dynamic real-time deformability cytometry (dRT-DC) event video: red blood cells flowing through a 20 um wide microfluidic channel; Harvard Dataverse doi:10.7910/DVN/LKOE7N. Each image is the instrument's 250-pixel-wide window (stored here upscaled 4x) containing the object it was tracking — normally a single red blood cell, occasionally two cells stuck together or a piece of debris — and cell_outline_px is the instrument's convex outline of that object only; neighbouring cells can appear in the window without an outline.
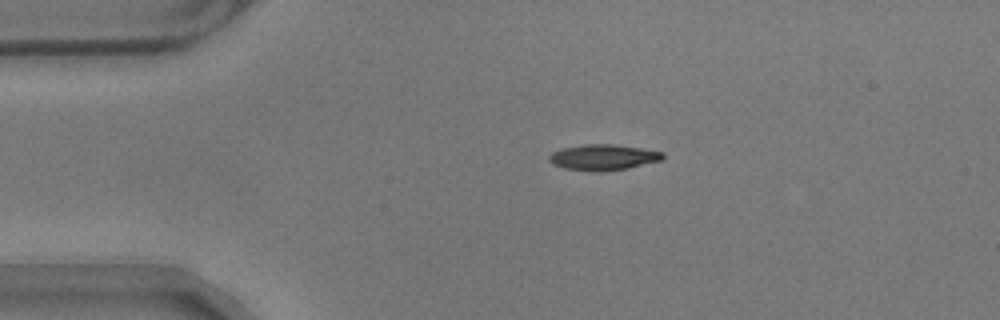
{"species": "common noctule bat (a hibernating species)", "species_latin": "Nyctalus noctula", "temperature_condition": "warm", "stored_images_in_passage": 46, "camera_frame_rate_fps": 3000, "um_per_image_px": 0.085, "animal": {"sex": "male", "body_mass_g": 17.9}, "frame": {"image": 1, "passage_image": 1, "time_ms": 0.0, "image_size_px": [1000, 320], "cell_outline_px": [[664, 160], [628, 168], [600, 172], [592, 172], [564, 168], [552, 164], [548, 160], [548, 156], [552, 152], [560, 148], [588, 144], [612, 144], [640, 148], [664, 152]], "centroid_in_image_um": [51.26, 13.38], "position_along_channel_um": 33.7, "area_um2": 17.28}}
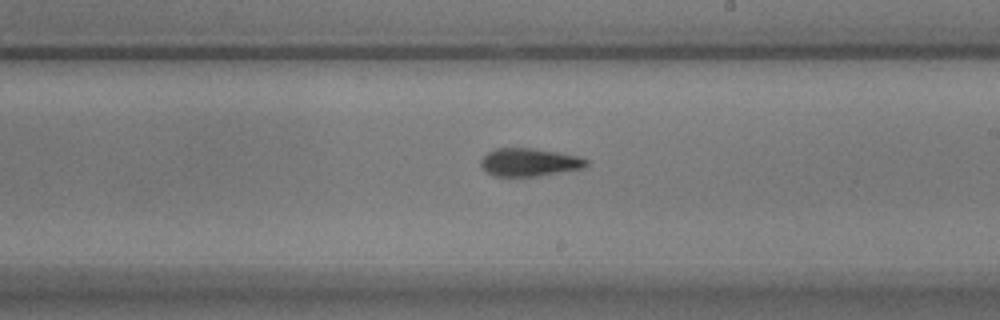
{"frame": {"image": 2, "passage_image": 22, "time_ms": 7.0, "image_size_px": [1000, 320], "cell_outline_px": [[588, 164], [584, 168], [536, 176], [496, 176], [488, 172], [480, 164], [480, 160], [488, 152], [496, 148], [532, 148], [580, 156], [588, 160]], "centroid_in_image_um": [45.01, 13.78], "position_along_channel_um": 244.0, "area_um2": 17.05}}
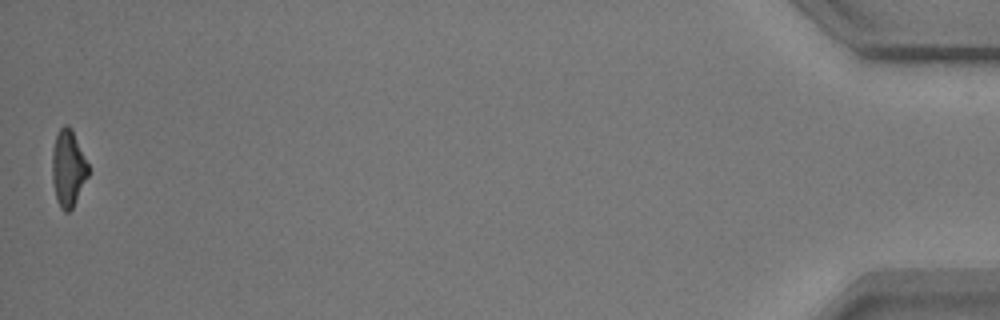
{"frame": {"image": 3, "passage_image": 46, "time_ms": 15.0, "image_size_px": [1000, 320], "cell_outline_px": [[88, 176], [72, 208], [68, 212], [64, 212], [60, 208], [56, 200], [52, 180], [52, 148], [56, 136], [60, 128], [64, 124], [68, 124], [72, 128], [88, 164]], "centroid_in_image_um": [5.77, 14.29], "position_along_channel_um": 429.4, "area_um2": 16.18}, "authors_computed_cell_mechanics": {"area_um2": 17.0799, "velocity_mm_per_s": 3.5282, "shape_relaxation_time_tau1_ms": 9.5766, "shape_relaxation_time_tau2_ms": 3.2849, "deformation_change_tau1": 0.2542, "deformation_change_tau2": 0.1166}}